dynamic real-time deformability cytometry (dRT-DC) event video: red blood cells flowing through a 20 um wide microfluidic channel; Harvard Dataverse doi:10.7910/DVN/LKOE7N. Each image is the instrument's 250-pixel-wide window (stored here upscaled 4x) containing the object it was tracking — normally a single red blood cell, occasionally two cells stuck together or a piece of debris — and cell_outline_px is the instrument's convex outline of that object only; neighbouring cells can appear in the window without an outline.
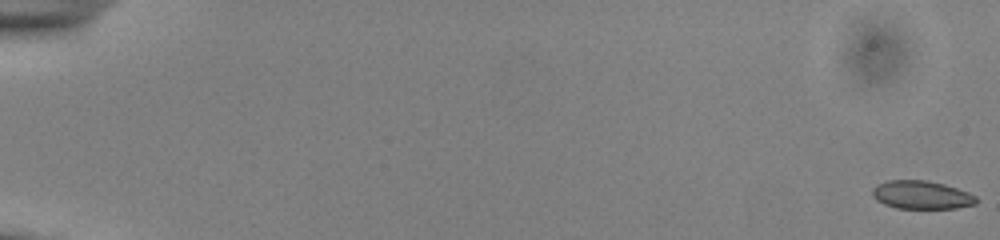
{"species": "common noctule bat (a hibernating species)", "species_latin": "Nyctalus noctula", "temperature_condition": "cold", "stored_images_in_passage": 55, "camera_frame_rate_fps": 3000, "um_per_image_px": 0.085, "animal": {"sex": "male", "body_mass_g": 13.0, "forearm_length_mm": 53.1}, "frame": {"image": 1, "passage_image": 1, "time_ms": 0.0, "image_size_px": [1000, 240], "cell_outline_px": [[976, 204], [956, 208], [896, 208], [884, 204], [876, 200], [872, 196], [872, 188], [876, 184], [888, 180], [928, 180], [944, 184], [968, 192], [976, 196]], "centroid_in_image_um": [78.29, 16.56], "position_along_channel_um": 6.7, "area_um2": 17.17}}
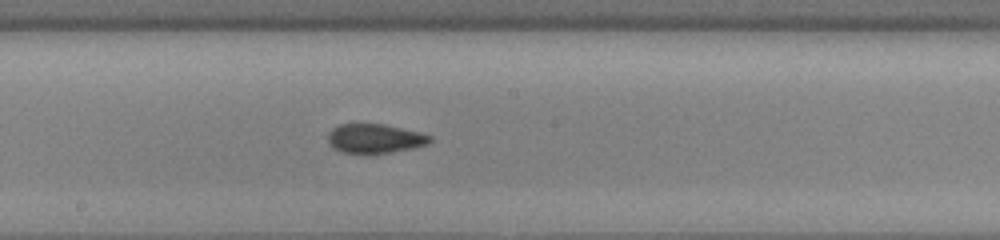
{"frame": {"image": 2, "passage_image": 32, "time_ms": 10.333, "image_size_px": [1000, 240], "cell_outline_px": [[432, 140], [428, 144], [416, 148], [368, 156], [364, 156], [340, 152], [328, 140], [328, 132], [332, 128], [340, 124], [384, 124], [420, 132], [432, 136]], "centroid_in_image_um": [31.88, 11.81], "position_along_channel_um": 216.3, "area_um2": 17.98}}
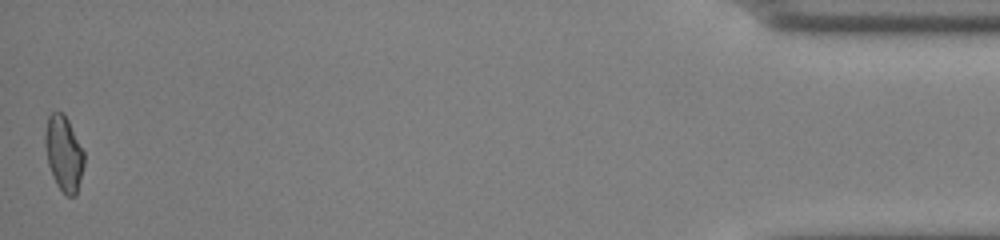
{"frame": {"image": 3, "passage_image": 55, "time_ms": 18.0, "image_size_px": [1000, 240], "cell_outline_px": [[84, 164], [76, 196], [64, 196], [56, 184], [52, 176], [48, 164], [44, 144], [44, 132], [48, 116], [52, 112], [64, 112], [84, 152]], "centroid_in_image_um": [5.4, 13.06], "position_along_channel_um": 429.8, "area_um2": 17.28}, "authors_computed_cell_mechanics": {"area_um2": 17.3978, "velocity_mm_per_s": 3.8741, "shape_relaxation_time_tau1_ms": null, "shape_relaxation_time_tau2_ms": 2.2356, "deformation_change_tau1": null, "deformation_change_tau2": 0.0711}}